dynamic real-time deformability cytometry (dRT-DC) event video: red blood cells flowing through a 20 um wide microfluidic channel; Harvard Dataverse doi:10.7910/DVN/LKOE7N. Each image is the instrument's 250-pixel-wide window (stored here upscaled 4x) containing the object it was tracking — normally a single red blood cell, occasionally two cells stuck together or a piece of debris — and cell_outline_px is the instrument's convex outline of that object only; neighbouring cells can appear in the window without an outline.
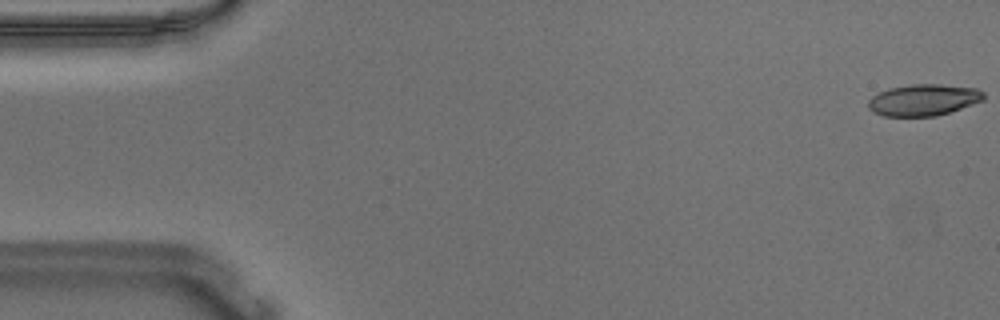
{"species": "Egyptian fruit bat (a non-hibernating species)", "species_latin": "Rousettus aegyptiacus", "temperature_condition": "warm", "stored_images_in_passage": 10, "camera_frame_rate_fps": 3000, "um_per_image_px": 0.085, "animal": {"sex": "male"}, "frame": {"image": 1, "passage_image": 1, "time_ms": 0.0, "image_size_px": [1000, 320], "cell_outline_px": [[984, 100], [936, 116], [884, 116], [868, 108], [868, 100], [872, 96], [888, 88], [908, 84], [940, 84], [976, 88], [984, 92]], "centroid_in_image_um": [78.49, 8.48], "position_along_channel_um": 6.5, "area_um2": 21.1}}